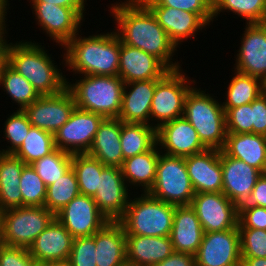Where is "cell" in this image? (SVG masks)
Returning a JSON list of instances; mask_svg holds the SVG:
<instances>
[{
    "label": "cell",
    "mask_w": 266,
    "mask_h": 266,
    "mask_svg": "<svg viewBox=\"0 0 266 266\" xmlns=\"http://www.w3.org/2000/svg\"><path fill=\"white\" fill-rule=\"evenodd\" d=\"M108 8L122 43L154 55L169 70L182 68L179 61L173 59L178 51L176 45L140 0H120Z\"/></svg>",
    "instance_id": "6da1fadb"
},
{
    "label": "cell",
    "mask_w": 266,
    "mask_h": 266,
    "mask_svg": "<svg viewBox=\"0 0 266 266\" xmlns=\"http://www.w3.org/2000/svg\"><path fill=\"white\" fill-rule=\"evenodd\" d=\"M63 48V67L73 75L118 76L120 37L115 30L88 37L78 32Z\"/></svg>",
    "instance_id": "7a4b0ae2"
},
{
    "label": "cell",
    "mask_w": 266,
    "mask_h": 266,
    "mask_svg": "<svg viewBox=\"0 0 266 266\" xmlns=\"http://www.w3.org/2000/svg\"><path fill=\"white\" fill-rule=\"evenodd\" d=\"M35 41L9 42L8 65L27 79L40 95H53L66 88V75L55 65L45 45Z\"/></svg>",
    "instance_id": "3957f363"
},
{
    "label": "cell",
    "mask_w": 266,
    "mask_h": 266,
    "mask_svg": "<svg viewBox=\"0 0 266 266\" xmlns=\"http://www.w3.org/2000/svg\"><path fill=\"white\" fill-rule=\"evenodd\" d=\"M73 83L68 78L66 87L72 93L76 107L102 115L118 118L124 90L119 76L79 75ZM80 78V79H79Z\"/></svg>",
    "instance_id": "277c9868"
},
{
    "label": "cell",
    "mask_w": 266,
    "mask_h": 266,
    "mask_svg": "<svg viewBox=\"0 0 266 266\" xmlns=\"http://www.w3.org/2000/svg\"><path fill=\"white\" fill-rule=\"evenodd\" d=\"M195 86L186 96L184 117L191 123L207 149L222 150L226 141L225 110L221 101ZM219 101V102H218Z\"/></svg>",
    "instance_id": "5b68a950"
},
{
    "label": "cell",
    "mask_w": 266,
    "mask_h": 266,
    "mask_svg": "<svg viewBox=\"0 0 266 266\" xmlns=\"http://www.w3.org/2000/svg\"><path fill=\"white\" fill-rule=\"evenodd\" d=\"M140 195L130 198L126 212L119 220L125 235L170 236L176 205L156 199L148 193Z\"/></svg>",
    "instance_id": "8992f818"
},
{
    "label": "cell",
    "mask_w": 266,
    "mask_h": 266,
    "mask_svg": "<svg viewBox=\"0 0 266 266\" xmlns=\"http://www.w3.org/2000/svg\"><path fill=\"white\" fill-rule=\"evenodd\" d=\"M54 218L55 214L45 207L23 206L3 210L0 243L29 248Z\"/></svg>",
    "instance_id": "52a82bcc"
},
{
    "label": "cell",
    "mask_w": 266,
    "mask_h": 266,
    "mask_svg": "<svg viewBox=\"0 0 266 266\" xmlns=\"http://www.w3.org/2000/svg\"><path fill=\"white\" fill-rule=\"evenodd\" d=\"M186 75L182 68L170 70L156 84L150 110L151 126L158 129L162 124L184 115L186 96L196 84Z\"/></svg>",
    "instance_id": "ba28073f"
},
{
    "label": "cell",
    "mask_w": 266,
    "mask_h": 266,
    "mask_svg": "<svg viewBox=\"0 0 266 266\" xmlns=\"http://www.w3.org/2000/svg\"><path fill=\"white\" fill-rule=\"evenodd\" d=\"M148 194L176 206L190 205L195 192L188 175L185 157L160 152L155 183Z\"/></svg>",
    "instance_id": "9c48e42d"
},
{
    "label": "cell",
    "mask_w": 266,
    "mask_h": 266,
    "mask_svg": "<svg viewBox=\"0 0 266 266\" xmlns=\"http://www.w3.org/2000/svg\"><path fill=\"white\" fill-rule=\"evenodd\" d=\"M190 206L195 210L204 232L238 228L239 206L222 192L196 193Z\"/></svg>",
    "instance_id": "30bf717a"
},
{
    "label": "cell",
    "mask_w": 266,
    "mask_h": 266,
    "mask_svg": "<svg viewBox=\"0 0 266 266\" xmlns=\"http://www.w3.org/2000/svg\"><path fill=\"white\" fill-rule=\"evenodd\" d=\"M103 119L100 114L75 107L69 120L54 134L56 148L72 155L87 153Z\"/></svg>",
    "instance_id": "8fae6325"
},
{
    "label": "cell",
    "mask_w": 266,
    "mask_h": 266,
    "mask_svg": "<svg viewBox=\"0 0 266 266\" xmlns=\"http://www.w3.org/2000/svg\"><path fill=\"white\" fill-rule=\"evenodd\" d=\"M75 107L74 97L66 87L57 94L41 95L23 111L32 126L54 135L69 120Z\"/></svg>",
    "instance_id": "7c38bea8"
},
{
    "label": "cell",
    "mask_w": 266,
    "mask_h": 266,
    "mask_svg": "<svg viewBox=\"0 0 266 266\" xmlns=\"http://www.w3.org/2000/svg\"><path fill=\"white\" fill-rule=\"evenodd\" d=\"M241 260L238 228L204 232L195 254L196 266H241Z\"/></svg>",
    "instance_id": "4fadbf2b"
},
{
    "label": "cell",
    "mask_w": 266,
    "mask_h": 266,
    "mask_svg": "<svg viewBox=\"0 0 266 266\" xmlns=\"http://www.w3.org/2000/svg\"><path fill=\"white\" fill-rule=\"evenodd\" d=\"M33 6V7H32ZM37 24L47 37L62 47L78 32L83 19L74 9L48 3H31ZM80 30V31H79Z\"/></svg>",
    "instance_id": "5bb4252c"
},
{
    "label": "cell",
    "mask_w": 266,
    "mask_h": 266,
    "mask_svg": "<svg viewBox=\"0 0 266 266\" xmlns=\"http://www.w3.org/2000/svg\"><path fill=\"white\" fill-rule=\"evenodd\" d=\"M129 189L120 167L106 166L102 170L93 200L108 221H119L124 216L133 195Z\"/></svg>",
    "instance_id": "9a60e30c"
},
{
    "label": "cell",
    "mask_w": 266,
    "mask_h": 266,
    "mask_svg": "<svg viewBox=\"0 0 266 266\" xmlns=\"http://www.w3.org/2000/svg\"><path fill=\"white\" fill-rule=\"evenodd\" d=\"M55 218L76 237L92 236L107 222V218L99 211L93 197L77 195L64 206Z\"/></svg>",
    "instance_id": "2e32d148"
},
{
    "label": "cell",
    "mask_w": 266,
    "mask_h": 266,
    "mask_svg": "<svg viewBox=\"0 0 266 266\" xmlns=\"http://www.w3.org/2000/svg\"><path fill=\"white\" fill-rule=\"evenodd\" d=\"M245 24L233 69L263 81L266 78V22Z\"/></svg>",
    "instance_id": "e0dca14e"
},
{
    "label": "cell",
    "mask_w": 266,
    "mask_h": 266,
    "mask_svg": "<svg viewBox=\"0 0 266 266\" xmlns=\"http://www.w3.org/2000/svg\"><path fill=\"white\" fill-rule=\"evenodd\" d=\"M157 144L160 152L178 157L191 156L207 149L184 116L166 122L157 129Z\"/></svg>",
    "instance_id": "ac0fdd59"
},
{
    "label": "cell",
    "mask_w": 266,
    "mask_h": 266,
    "mask_svg": "<svg viewBox=\"0 0 266 266\" xmlns=\"http://www.w3.org/2000/svg\"><path fill=\"white\" fill-rule=\"evenodd\" d=\"M223 174L222 193L238 206L245 203L262 172L242 160L227 156L220 150Z\"/></svg>",
    "instance_id": "d6986e66"
},
{
    "label": "cell",
    "mask_w": 266,
    "mask_h": 266,
    "mask_svg": "<svg viewBox=\"0 0 266 266\" xmlns=\"http://www.w3.org/2000/svg\"><path fill=\"white\" fill-rule=\"evenodd\" d=\"M170 70L154 55L120 40L118 76L124 83L162 79Z\"/></svg>",
    "instance_id": "ffe728a7"
},
{
    "label": "cell",
    "mask_w": 266,
    "mask_h": 266,
    "mask_svg": "<svg viewBox=\"0 0 266 266\" xmlns=\"http://www.w3.org/2000/svg\"><path fill=\"white\" fill-rule=\"evenodd\" d=\"M188 175L194 192H222L223 174L220 150L206 149L185 157Z\"/></svg>",
    "instance_id": "44dd1931"
},
{
    "label": "cell",
    "mask_w": 266,
    "mask_h": 266,
    "mask_svg": "<svg viewBox=\"0 0 266 266\" xmlns=\"http://www.w3.org/2000/svg\"><path fill=\"white\" fill-rule=\"evenodd\" d=\"M74 237L54 218L28 248L35 261L59 262L70 257Z\"/></svg>",
    "instance_id": "7402d4cb"
},
{
    "label": "cell",
    "mask_w": 266,
    "mask_h": 266,
    "mask_svg": "<svg viewBox=\"0 0 266 266\" xmlns=\"http://www.w3.org/2000/svg\"><path fill=\"white\" fill-rule=\"evenodd\" d=\"M157 22L168 34L170 40L180 48L183 42L193 37L208 25L196 14L169 6H146ZM186 40V41H184Z\"/></svg>",
    "instance_id": "603a6c76"
},
{
    "label": "cell",
    "mask_w": 266,
    "mask_h": 266,
    "mask_svg": "<svg viewBox=\"0 0 266 266\" xmlns=\"http://www.w3.org/2000/svg\"><path fill=\"white\" fill-rule=\"evenodd\" d=\"M161 79L124 83L118 118L126 123L150 125V110L156 84Z\"/></svg>",
    "instance_id": "cb8c5ba5"
},
{
    "label": "cell",
    "mask_w": 266,
    "mask_h": 266,
    "mask_svg": "<svg viewBox=\"0 0 266 266\" xmlns=\"http://www.w3.org/2000/svg\"><path fill=\"white\" fill-rule=\"evenodd\" d=\"M174 252L170 236L126 235L128 266H153Z\"/></svg>",
    "instance_id": "d4e9b609"
},
{
    "label": "cell",
    "mask_w": 266,
    "mask_h": 266,
    "mask_svg": "<svg viewBox=\"0 0 266 266\" xmlns=\"http://www.w3.org/2000/svg\"><path fill=\"white\" fill-rule=\"evenodd\" d=\"M204 230L190 205L176 206L170 234L174 252L195 255L202 242Z\"/></svg>",
    "instance_id": "484cf974"
},
{
    "label": "cell",
    "mask_w": 266,
    "mask_h": 266,
    "mask_svg": "<svg viewBox=\"0 0 266 266\" xmlns=\"http://www.w3.org/2000/svg\"><path fill=\"white\" fill-rule=\"evenodd\" d=\"M95 245L97 266H128L126 235L119 221H108L95 232Z\"/></svg>",
    "instance_id": "4316f807"
},
{
    "label": "cell",
    "mask_w": 266,
    "mask_h": 266,
    "mask_svg": "<svg viewBox=\"0 0 266 266\" xmlns=\"http://www.w3.org/2000/svg\"><path fill=\"white\" fill-rule=\"evenodd\" d=\"M121 125L119 118H104L87 154L105 166L121 167L124 162L120 141Z\"/></svg>",
    "instance_id": "83f0119b"
},
{
    "label": "cell",
    "mask_w": 266,
    "mask_h": 266,
    "mask_svg": "<svg viewBox=\"0 0 266 266\" xmlns=\"http://www.w3.org/2000/svg\"><path fill=\"white\" fill-rule=\"evenodd\" d=\"M222 151L263 172L266 160V136L255 133H227Z\"/></svg>",
    "instance_id": "f1b7e54d"
},
{
    "label": "cell",
    "mask_w": 266,
    "mask_h": 266,
    "mask_svg": "<svg viewBox=\"0 0 266 266\" xmlns=\"http://www.w3.org/2000/svg\"><path fill=\"white\" fill-rule=\"evenodd\" d=\"M159 155L156 144L151 150L124 160L120 168L128 187H140L142 193L150 191L155 183Z\"/></svg>",
    "instance_id": "f546056e"
},
{
    "label": "cell",
    "mask_w": 266,
    "mask_h": 266,
    "mask_svg": "<svg viewBox=\"0 0 266 266\" xmlns=\"http://www.w3.org/2000/svg\"><path fill=\"white\" fill-rule=\"evenodd\" d=\"M26 164L14 154H0V209L22 207L20 176Z\"/></svg>",
    "instance_id": "4dcf8cb0"
},
{
    "label": "cell",
    "mask_w": 266,
    "mask_h": 266,
    "mask_svg": "<svg viewBox=\"0 0 266 266\" xmlns=\"http://www.w3.org/2000/svg\"><path fill=\"white\" fill-rule=\"evenodd\" d=\"M120 141L125 160L151 150L157 144V129L143 123L122 121Z\"/></svg>",
    "instance_id": "1f68e13d"
},
{
    "label": "cell",
    "mask_w": 266,
    "mask_h": 266,
    "mask_svg": "<svg viewBox=\"0 0 266 266\" xmlns=\"http://www.w3.org/2000/svg\"><path fill=\"white\" fill-rule=\"evenodd\" d=\"M227 87L225 98L221 105L223 108H235L249 104L263 94V81L236 70Z\"/></svg>",
    "instance_id": "d6a6232c"
},
{
    "label": "cell",
    "mask_w": 266,
    "mask_h": 266,
    "mask_svg": "<svg viewBox=\"0 0 266 266\" xmlns=\"http://www.w3.org/2000/svg\"><path fill=\"white\" fill-rule=\"evenodd\" d=\"M106 166L87 153L72 155L74 169L80 194L94 197L99 189V177Z\"/></svg>",
    "instance_id": "836d02e7"
},
{
    "label": "cell",
    "mask_w": 266,
    "mask_h": 266,
    "mask_svg": "<svg viewBox=\"0 0 266 266\" xmlns=\"http://www.w3.org/2000/svg\"><path fill=\"white\" fill-rule=\"evenodd\" d=\"M11 97L13 104L16 103L19 110L33 103L41 95L21 74L17 73L9 65L4 68L0 78V88Z\"/></svg>",
    "instance_id": "e575fe53"
},
{
    "label": "cell",
    "mask_w": 266,
    "mask_h": 266,
    "mask_svg": "<svg viewBox=\"0 0 266 266\" xmlns=\"http://www.w3.org/2000/svg\"><path fill=\"white\" fill-rule=\"evenodd\" d=\"M55 149L53 134L31 126L22 145L13 154L25 164H32L34 161L52 153Z\"/></svg>",
    "instance_id": "d590c367"
},
{
    "label": "cell",
    "mask_w": 266,
    "mask_h": 266,
    "mask_svg": "<svg viewBox=\"0 0 266 266\" xmlns=\"http://www.w3.org/2000/svg\"><path fill=\"white\" fill-rule=\"evenodd\" d=\"M221 12H232L246 23L266 22L264 0H213V21Z\"/></svg>",
    "instance_id": "8d00e7d4"
},
{
    "label": "cell",
    "mask_w": 266,
    "mask_h": 266,
    "mask_svg": "<svg viewBox=\"0 0 266 266\" xmlns=\"http://www.w3.org/2000/svg\"><path fill=\"white\" fill-rule=\"evenodd\" d=\"M79 194L77 176L71 167L61 178L47 187L44 207L56 214Z\"/></svg>",
    "instance_id": "74e56055"
},
{
    "label": "cell",
    "mask_w": 266,
    "mask_h": 266,
    "mask_svg": "<svg viewBox=\"0 0 266 266\" xmlns=\"http://www.w3.org/2000/svg\"><path fill=\"white\" fill-rule=\"evenodd\" d=\"M31 166L48 187L72 167V154L56 148L52 153L34 161Z\"/></svg>",
    "instance_id": "f35d334b"
},
{
    "label": "cell",
    "mask_w": 266,
    "mask_h": 266,
    "mask_svg": "<svg viewBox=\"0 0 266 266\" xmlns=\"http://www.w3.org/2000/svg\"><path fill=\"white\" fill-rule=\"evenodd\" d=\"M22 207H44L47 187L31 164H26L20 176Z\"/></svg>",
    "instance_id": "ab89813d"
},
{
    "label": "cell",
    "mask_w": 266,
    "mask_h": 266,
    "mask_svg": "<svg viewBox=\"0 0 266 266\" xmlns=\"http://www.w3.org/2000/svg\"><path fill=\"white\" fill-rule=\"evenodd\" d=\"M31 123L28 120L26 113L23 110L17 109L12 114H8L7 120L4 123L5 128L3 131L5 140H7V149L1 148V153L13 154L21 145L28 131L30 130Z\"/></svg>",
    "instance_id": "60d3db41"
},
{
    "label": "cell",
    "mask_w": 266,
    "mask_h": 266,
    "mask_svg": "<svg viewBox=\"0 0 266 266\" xmlns=\"http://www.w3.org/2000/svg\"><path fill=\"white\" fill-rule=\"evenodd\" d=\"M145 6H169L196 13L208 26L213 22V0H140Z\"/></svg>",
    "instance_id": "b9f144b4"
},
{
    "label": "cell",
    "mask_w": 266,
    "mask_h": 266,
    "mask_svg": "<svg viewBox=\"0 0 266 266\" xmlns=\"http://www.w3.org/2000/svg\"><path fill=\"white\" fill-rule=\"evenodd\" d=\"M238 229L240 233L241 257L266 258V230Z\"/></svg>",
    "instance_id": "7bdbcfd3"
},
{
    "label": "cell",
    "mask_w": 266,
    "mask_h": 266,
    "mask_svg": "<svg viewBox=\"0 0 266 266\" xmlns=\"http://www.w3.org/2000/svg\"><path fill=\"white\" fill-rule=\"evenodd\" d=\"M95 249V233L92 236L76 237L68 261L72 266H97Z\"/></svg>",
    "instance_id": "ee69618b"
},
{
    "label": "cell",
    "mask_w": 266,
    "mask_h": 266,
    "mask_svg": "<svg viewBox=\"0 0 266 266\" xmlns=\"http://www.w3.org/2000/svg\"><path fill=\"white\" fill-rule=\"evenodd\" d=\"M225 110L227 133H253L251 103Z\"/></svg>",
    "instance_id": "f6af8a7d"
},
{
    "label": "cell",
    "mask_w": 266,
    "mask_h": 266,
    "mask_svg": "<svg viewBox=\"0 0 266 266\" xmlns=\"http://www.w3.org/2000/svg\"><path fill=\"white\" fill-rule=\"evenodd\" d=\"M238 228L266 230V208L239 205Z\"/></svg>",
    "instance_id": "bcb514c9"
},
{
    "label": "cell",
    "mask_w": 266,
    "mask_h": 266,
    "mask_svg": "<svg viewBox=\"0 0 266 266\" xmlns=\"http://www.w3.org/2000/svg\"><path fill=\"white\" fill-rule=\"evenodd\" d=\"M34 261L28 248L0 243V266H33Z\"/></svg>",
    "instance_id": "7dc6e473"
},
{
    "label": "cell",
    "mask_w": 266,
    "mask_h": 266,
    "mask_svg": "<svg viewBox=\"0 0 266 266\" xmlns=\"http://www.w3.org/2000/svg\"><path fill=\"white\" fill-rule=\"evenodd\" d=\"M253 133L266 136V94L251 102Z\"/></svg>",
    "instance_id": "c3c4849f"
},
{
    "label": "cell",
    "mask_w": 266,
    "mask_h": 266,
    "mask_svg": "<svg viewBox=\"0 0 266 266\" xmlns=\"http://www.w3.org/2000/svg\"><path fill=\"white\" fill-rule=\"evenodd\" d=\"M240 205H253L266 208V176L261 175L255 184L251 196Z\"/></svg>",
    "instance_id": "681fc988"
},
{
    "label": "cell",
    "mask_w": 266,
    "mask_h": 266,
    "mask_svg": "<svg viewBox=\"0 0 266 266\" xmlns=\"http://www.w3.org/2000/svg\"><path fill=\"white\" fill-rule=\"evenodd\" d=\"M153 266H196L195 255L189 253L173 252L165 260Z\"/></svg>",
    "instance_id": "f907efd6"
},
{
    "label": "cell",
    "mask_w": 266,
    "mask_h": 266,
    "mask_svg": "<svg viewBox=\"0 0 266 266\" xmlns=\"http://www.w3.org/2000/svg\"><path fill=\"white\" fill-rule=\"evenodd\" d=\"M87 0H30L29 3H48L55 4L61 7L72 8L74 9L83 19L86 15L85 10L87 5Z\"/></svg>",
    "instance_id": "816d5d0a"
},
{
    "label": "cell",
    "mask_w": 266,
    "mask_h": 266,
    "mask_svg": "<svg viewBox=\"0 0 266 266\" xmlns=\"http://www.w3.org/2000/svg\"><path fill=\"white\" fill-rule=\"evenodd\" d=\"M9 40H6L0 46V78L3 74L4 68L8 65V50H9Z\"/></svg>",
    "instance_id": "f5cc1de1"
},
{
    "label": "cell",
    "mask_w": 266,
    "mask_h": 266,
    "mask_svg": "<svg viewBox=\"0 0 266 266\" xmlns=\"http://www.w3.org/2000/svg\"><path fill=\"white\" fill-rule=\"evenodd\" d=\"M241 266H266V258L242 257Z\"/></svg>",
    "instance_id": "db71d44e"
},
{
    "label": "cell",
    "mask_w": 266,
    "mask_h": 266,
    "mask_svg": "<svg viewBox=\"0 0 266 266\" xmlns=\"http://www.w3.org/2000/svg\"><path fill=\"white\" fill-rule=\"evenodd\" d=\"M6 18H0V46L7 40L6 34H8V25L6 24ZM7 27V29H6ZM5 36V37H4Z\"/></svg>",
    "instance_id": "11a10c76"
},
{
    "label": "cell",
    "mask_w": 266,
    "mask_h": 266,
    "mask_svg": "<svg viewBox=\"0 0 266 266\" xmlns=\"http://www.w3.org/2000/svg\"><path fill=\"white\" fill-rule=\"evenodd\" d=\"M9 0H0V18H7L5 16H7V11L8 9H10L11 7H9L10 3Z\"/></svg>",
    "instance_id": "9f6ffc18"
},
{
    "label": "cell",
    "mask_w": 266,
    "mask_h": 266,
    "mask_svg": "<svg viewBox=\"0 0 266 266\" xmlns=\"http://www.w3.org/2000/svg\"><path fill=\"white\" fill-rule=\"evenodd\" d=\"M52 266H72V265L68 260H66V261L53 262Z\"/></svg>",
    "instance_id": "6f0895ef"
},
{
    "label": "cell",
    "mask_w": 266,
    "mask_h": 266,
    "mask_svg": "<svg viewBox=\"0 0 266 266\" xmlns=\"http://www.w3.org/2000/svg\"><path fill=\"white\" fill-rule=\"evenodd\" d=\"M33 266H52V262L34 261Z\"/></svg>",
    "instance_id": "680465c9"
},
{
    "label": "cell",
    "mask_w": 266,
    "mask_h": 266,
    "mask_svg": "<svg viewBox=\"0 0 266 266\" xmlns=\"http://www.w3.org/2000/svg\"><path fill=\"white\" fill-rule=\"evenodd\" d=\"M263 93L266 94V78L263 80Z\"/></svg>",
    "instance_id": "91938a15"
},
{
    "label": "cell",
    "mask_w": 266,
    "mask_h": 266,
    "mask_svg": "<svg viewBox=\"0 0 266 266\" xmlns=\"http://www.w3.org/2000/svg\"><path fill=\"white\" fill-rule=\"evenodd\" d=\"M262 175L266 176V160H265V164H264V167H263Z\"/></svg>",
    "instance_id": "94428289"
},
{
    "label": "cell",
    "mask_w": 266,
    "mask_h": 266,
    "mask_svg": "<svg viewBox=\"0 0 266 266\" xmlns=\"http://www.w3.org/2000/svg\"><path fill=\"white\" fill-rule=\"evenodd\" d=\"M1 214H2V210L0 209V232H1Z\"/></svg>",
    "instance_id": "6125c7cd"
}]
</instances>
